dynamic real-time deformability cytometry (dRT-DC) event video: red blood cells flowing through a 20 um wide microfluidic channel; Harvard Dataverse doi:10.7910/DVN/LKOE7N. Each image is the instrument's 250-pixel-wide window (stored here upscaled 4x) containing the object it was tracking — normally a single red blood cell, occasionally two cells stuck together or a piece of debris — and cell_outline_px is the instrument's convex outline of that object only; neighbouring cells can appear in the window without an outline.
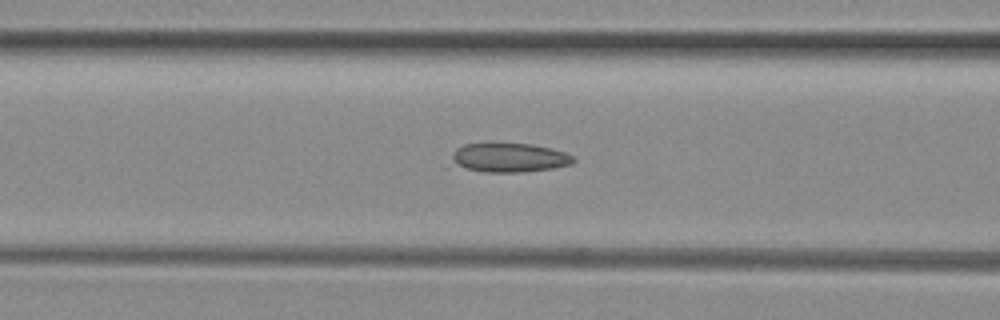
{"species": "common noctule bat (a hibernating species)", "species_latin": "Nyctalus noctula", "temperature_condition": "room temperature", "stored_images_in_passage": 29, "camera_frame_rate_fps": 3000, "um_per_image_px": 0.085, "animal": {"sex": "female", "body_mass_g": 29.2, "forearm_length_mm": 56.3}, "frame": {"image": 1, "passage_image": 20, "time_ms": 6.333, "image_size_px": [1000, 320], "cell_outline_px": [[576, 160], [572, 164], [552, 168], [520, 172], [484, 172], [452, 164], [452, 152], [456, 148], [464, 144], [532, 144], [552, 148], [564, 152], [572, 156]], "centroid_in_image_um": [43.29, 13.4], "position_along_channel_um": 123.3, "area_um2": 20.46}}
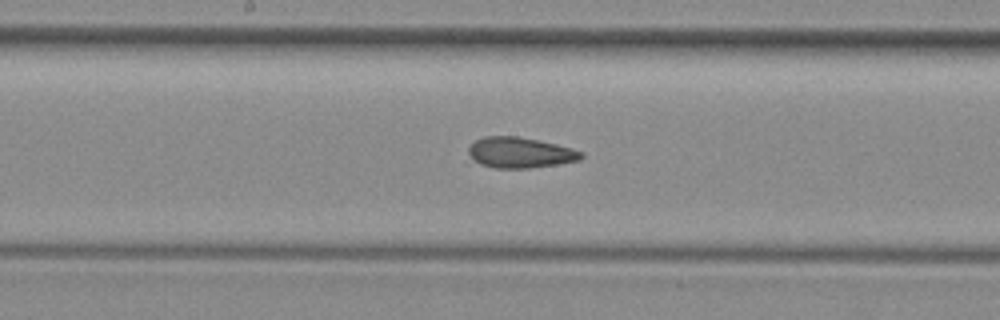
{"frame": {"image": 2, "passage_image": 26, "time_ms": 8.333, "image_size_px": [1000, 320], "cell_outline_px": [[584, 156], [580, 160], [556, 164], [528, 168], [492, 168], [480, 164], [468, 152], [468, 148], [476, 140], [484, 136], [516, 136], [556, 144], [572, 148], [584, 152]], "centroid_in_image_um": [44.23, 12.97], "position_along_channel_um": 204.0, "area_um2": 19.94}}
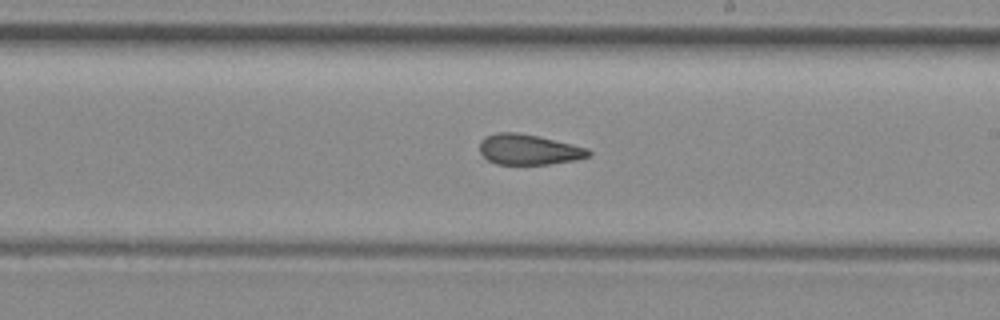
{"frame": {"image": 3, "passage_image": 29, "time_ms": 9.333, "image_size_px": [1000, 320], "cell_outline_px": [[592, 152], [588, 156], [576, 160], [548, 164], [496, 164], [488, 160], [480, 152], [480, 140], [484, 136], [496, 132], [516, 132], [540, 136], [588, 148]], "centroid_in_image_um": [44.92, 12.7], "position_along_channel_um": 244.1, "area_um2": 19.42}}